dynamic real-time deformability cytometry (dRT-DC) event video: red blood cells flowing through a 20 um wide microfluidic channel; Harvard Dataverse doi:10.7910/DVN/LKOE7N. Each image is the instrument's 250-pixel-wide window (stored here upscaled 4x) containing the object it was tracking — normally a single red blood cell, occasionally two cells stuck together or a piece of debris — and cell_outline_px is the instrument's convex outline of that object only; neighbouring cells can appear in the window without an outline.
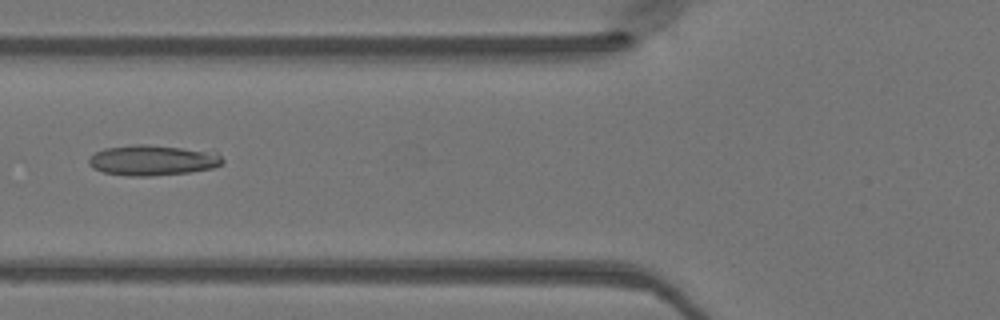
{"species": "Egyptian fruit bat (a non-hibernating species)", "species_latin": "Rousettus aegyptiacus", "temperature_condition": "warm", "stored_images_in_passage": 27, "camera_frame_rate_fps": 3000, "um_per_image_px": 0.085, "animal": {"sex": "female"}, "frame": {"image": 1, "passage_image": 19, "time_ms": 6.0, "image_size_px": [1000, 320], "cell_outline_px": [[224, 160], [220, 164], [212, 168], [188, 172], [152, 176], [128, 176], [104, 172], [92, 168], [88, 164], [88, 160], [96, 152], [104, 148], [136, 144], [144, 144], [212, 148]], "centroid_in_image_um": [13.06, 13.58], "position_along_channel_um": 112.7, "area_um2": 24.39}}
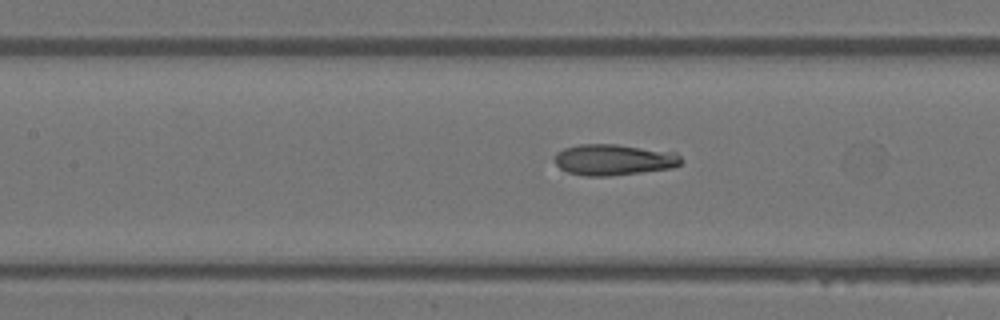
{"frame": {"image": 2, "passage_image": 22, "time_ms": 7.0, "image_size_px": [1000, 320], "cell_outline_px": [[684, 160], [680, 164], [672, 168], [608, 176], [584, 176], [568, 172], [560, 168], [556, 164], [556, 152], [564, 148], [580, 144], [616, 144], [676, 152]], "centroid_in_image_um": [52.19, 13.57], "position_along_channel_um": 155.2, "area_um2": 22.89}}
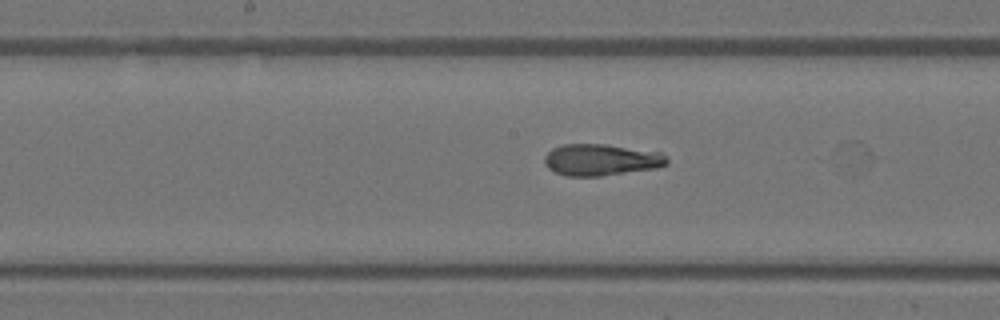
{"frame": {"image": 3, "passage_image": 25, "time_ms": 8.0, "image_size_px": [1000, 320], "cell_outline_px": [[668, 164], [656, 168], [600, 176], [568, 176], [556, 172], [548, 168], [544, 164], [544, 156], [552, 148], [564, 144], [608, 144], [660, 152], [668, 160]], "centroid_in_image_um": [51.08, 13.58], "position_along_channel_um": 197.1, "area_um2": 22.54}}